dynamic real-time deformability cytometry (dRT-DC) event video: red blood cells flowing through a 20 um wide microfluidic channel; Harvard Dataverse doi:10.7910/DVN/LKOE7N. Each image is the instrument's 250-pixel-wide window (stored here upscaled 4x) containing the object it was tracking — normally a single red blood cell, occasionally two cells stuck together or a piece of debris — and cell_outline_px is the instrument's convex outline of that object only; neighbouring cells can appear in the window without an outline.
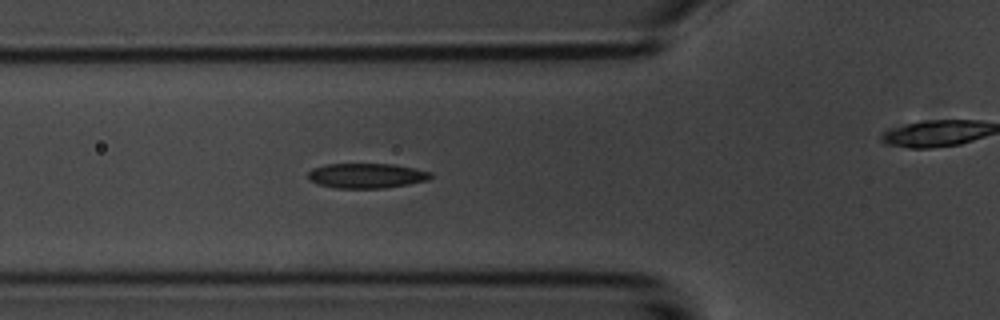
{"species": "common noctule bat (a hibernating species)", "species_latin": "Nyctalus noctula", "temperature_condition": "room temperature", "stored_images_in_passage": 5, "segment_of_instrument_passage": [1, 2], "camera_frame_rate_fps": 3000, "um_per_image_px": 0.085, "animal": {"sex": "male", "body_mass_g": 20.1, "forearm_length_mm": 53.5}, "frame": {"image": 1, "passage_image": 4, "time_ms": 3.333, "image_size_px": [1000, 320], "cell_outline_px": [[432, 176], [428, 180], [408, 184], [384, 188], [336, 188], [316, 184], [308, 180], [308, 172], [312, 168], [328, 164], [392, 164], [416, 168], [432, 172]], "centroid_in_image_um": [31.14, 14.93], "position_along_channel_um": 94.7, "area_um2": 17.92}}